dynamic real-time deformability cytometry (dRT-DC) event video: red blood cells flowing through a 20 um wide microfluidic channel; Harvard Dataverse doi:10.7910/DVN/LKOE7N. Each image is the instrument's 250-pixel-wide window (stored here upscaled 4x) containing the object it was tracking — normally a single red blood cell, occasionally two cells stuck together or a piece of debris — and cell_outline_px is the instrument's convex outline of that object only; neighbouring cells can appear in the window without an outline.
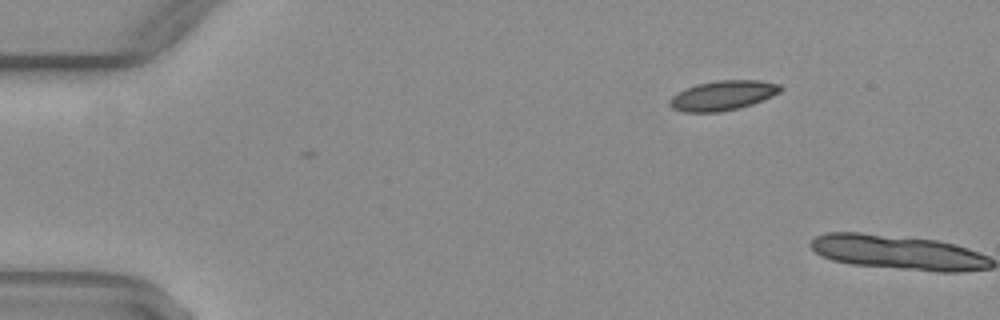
{"species": "common noctule bat (a hibernating species)", "species_latin": "Nyctalus noctula", "temperature_condition": "warm", "stored_images_in_passage": 3, "camera_frame_rate_fps": 3000, "um_per_image_px": 0.085, "animal": {"sex": "female", "body_mass_g": 29.2, "forearm_length_mm": 56.3}, "frame": {"image": 1, "passage_image": 3, "time_ms": 0.667, "image_size_px": [1000, 320], "cell_outline_px": [[784, 88], [780, 92], [772, 96], [752, 104], [720, 112], [684, 112], [672, 108], [668, 104], [668, 100], [672, 96], [696, 84], [716, 80], [760, 80], [780, 84]], "centroid_in_image_um": [61.45, 8.11], "position_along_channel_um": 23.5, "area_um2": 19.13}}